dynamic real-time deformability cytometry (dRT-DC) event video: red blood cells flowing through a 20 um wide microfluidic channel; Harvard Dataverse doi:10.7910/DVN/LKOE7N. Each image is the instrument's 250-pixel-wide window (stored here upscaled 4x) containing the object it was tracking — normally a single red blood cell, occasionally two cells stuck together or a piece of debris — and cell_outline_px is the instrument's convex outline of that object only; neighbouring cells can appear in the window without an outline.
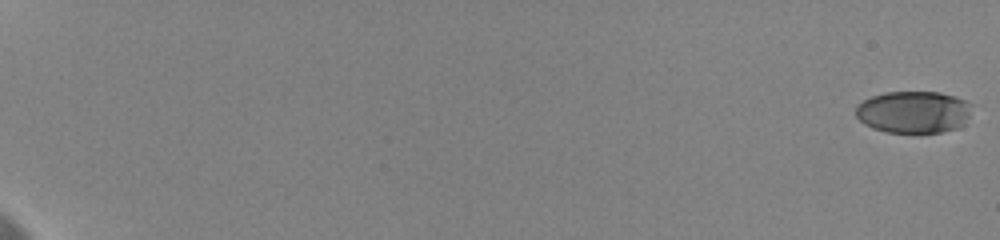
{"species": "human", "species_latin": "Homo sapiens", "temperature_condition": "cold", "stored_images_in_passage": 36, "camera_frame_rate_fps": 3000, "um_per_image_px": 0.085, "donor": {"sex": "female"}, "frame": {"image": 1, "passage_image": 1, "time_ms": 0.0, "image_size_px": [1000, 240], "cell_outline_px": [[972, 104], [968, 116], [964, 124], [956, 128], [940, 132], [884, 132], [872, 128], [864, 124], [856, 116], [856, 104], [872, 96], [884, 92], [940, 92], [956, 96]], "centroid_in_image_um": [77.63, 9.51], "position_along_channel_um": 7.4, "area_um2": 28.5}}
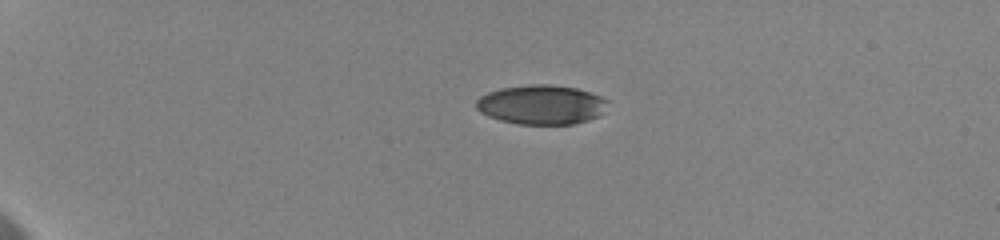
{"frame": {"image": 2, "passage_image": 25, "time_ms": 5.333, "image_size_px": [1000, 240], "cell_outline_px": [[608, 100], [600, 116], [588, 120], [572, 124], [516, 124], [500, 120], [488, 116], [480, 112], [476, 108], [476, 100], [480, 96], [488, 92], [500, 88], [532, 84], [552, 84], [576, 88], [600, 96]], "centroid_in_image_um": [45.99, 8.89], "position_along_channel_um": 39.0, "area_um2": 30.23}}